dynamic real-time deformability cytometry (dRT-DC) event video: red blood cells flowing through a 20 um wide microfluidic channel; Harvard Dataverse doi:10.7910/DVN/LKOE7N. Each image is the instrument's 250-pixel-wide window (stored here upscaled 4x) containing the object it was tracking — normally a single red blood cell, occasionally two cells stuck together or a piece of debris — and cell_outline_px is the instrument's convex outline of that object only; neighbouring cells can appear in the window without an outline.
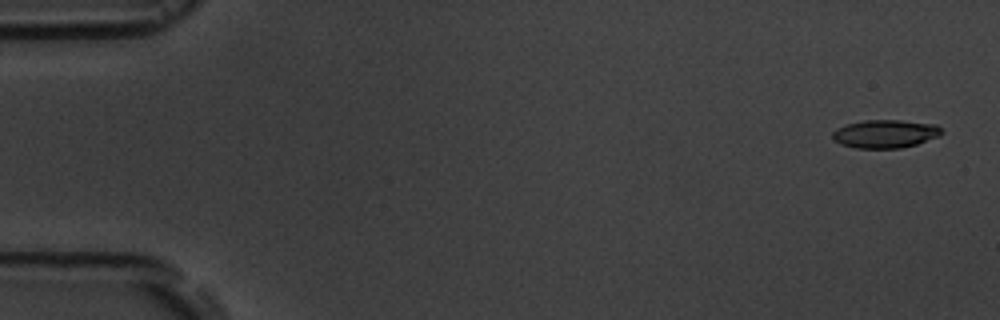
{"species": "common noctule bat (a hibernating species)", "species_latin": "Nyctalus noctula", "temperature_condition": "room temperature", "stored_images_in_passage": 5, "camera_frame_rate_fps": 3000, "um_per_image_px": 0.085, "animal": {"sex": "male", "body_mass_g": 19.5, "forearm_length_mm": 54.6}, "frame": {"image": 1, "passage_image": 1, "time_ms": 0.0, "image_size_px": [1000, 320], "cell_outline_px": [[944, 132], [940, 136], [916, 144], [900, 148], [856, 148], [840, 144], [832, 136], [832, 132], [836, 128], [844, 124], [864, 120], [900, 120], [936, 124]], "centroid_in_image_um": [75.24, 11.36], "position_along_channel_um": 9.8, "area_um2": 18.03}}
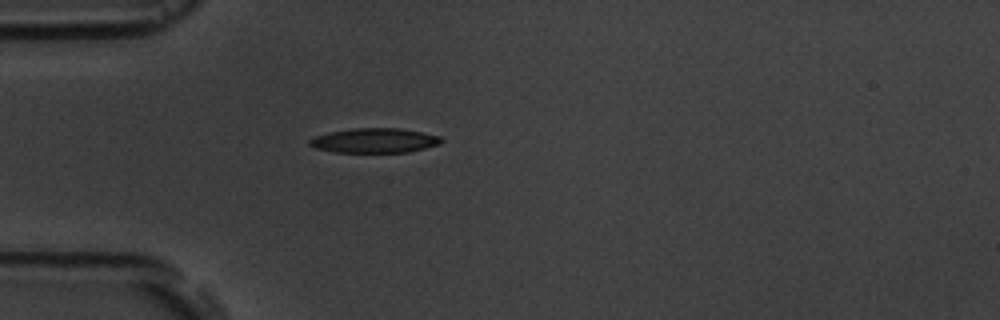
{"frame": {"image": 2, "passage_image": 5, "time_ms": 4.667, "image_size_px": [1000, 320], "cell_outline_px": [[444, 140], [440, 144], [408, 152], [336, 152], [316, 148], [308, 144], [308, 140], [312, 136], [328, 132], [356, 128], [400, 128], [440, 136]], "centroid_in_image_um": [31.81, 11.94], "position_along_channel_um": 53.2, "area_um2": 18.9}}